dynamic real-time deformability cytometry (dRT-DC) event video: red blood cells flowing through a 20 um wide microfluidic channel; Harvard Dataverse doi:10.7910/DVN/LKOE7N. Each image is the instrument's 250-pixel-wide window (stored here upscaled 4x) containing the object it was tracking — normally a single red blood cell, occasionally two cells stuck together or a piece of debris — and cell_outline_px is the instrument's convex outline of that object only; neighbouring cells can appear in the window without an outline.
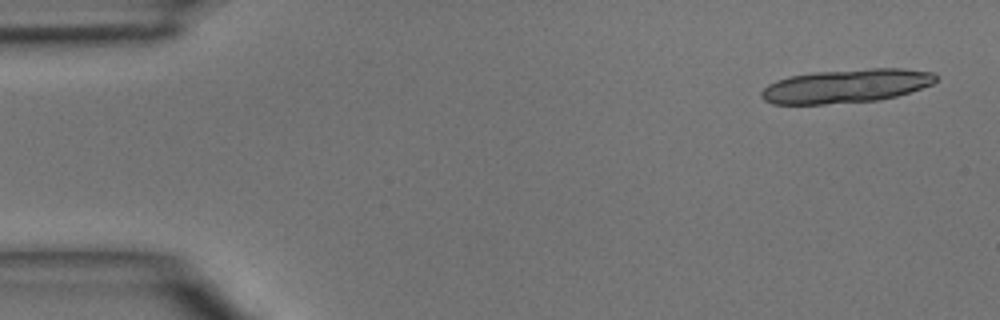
{"species": "common noctule bat (a hibernating species)", "species_latin": "Nyctalus noctula", "temperature_condition": "room temperature", "stored_images_in_passage": 5, "camera_frame_rate_fps": 3000, "um_per_image_px": 0.085, "animal": {"sex": "male", "body_mass_g": 15.6}, "frame": {"image": 1, "passage_image": 1, "time_ms": 0.0, "image_size_px": [1000, 320], "cell_outline_px": [[936, 80], [932, 84], [896, 96], [880, 100], [824, 104], [772, 104], [764, 100], [760, 96], [760, 92], [768, 84], [776, 80], [788, 76], [816, 72], [872, 68], [904, 68], [932, 72], [936, 76]], "centroid_in_image_um": [71.88, 7.31], "position_along_channel_um": 13.1, "area_um2": 34.28}}